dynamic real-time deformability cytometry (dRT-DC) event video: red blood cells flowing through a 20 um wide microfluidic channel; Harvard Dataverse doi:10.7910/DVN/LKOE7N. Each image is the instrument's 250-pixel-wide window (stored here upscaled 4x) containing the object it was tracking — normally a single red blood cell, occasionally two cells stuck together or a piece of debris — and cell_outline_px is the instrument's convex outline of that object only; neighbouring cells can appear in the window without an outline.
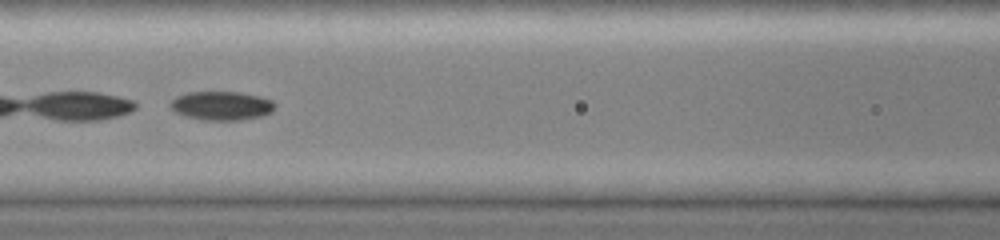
{"species": "common noctule bat (a hibernating species)", "species_latin": "Nyctalus noctula", "temperature_condition": "cold", "stored_images_in_passage": 45, "camera_frame_rate_fps": 3000, "um_per_image_px": 0.085, "animal": {"sex": "female", "body_mass_g": 19.0, "forearm_length_mm": 51.5}, "frame": {"image": 1, "passage_image": 20, "time_ms": 6.333, "image_size_px": [1000, 240], "cell_outline_px": [[276, 104], [272, 112], [260, 116], [240, 120], [204, 120], [184, 116], [176, 112], [172, 108], [172, 100], [176, 96], [188, 92], [240, 92], [260, 96], [272, 100]], "centroid_in_image_um": [18.86, 8.98], "position_along_channel_um": 147.7, "area_um2": 17.51}}